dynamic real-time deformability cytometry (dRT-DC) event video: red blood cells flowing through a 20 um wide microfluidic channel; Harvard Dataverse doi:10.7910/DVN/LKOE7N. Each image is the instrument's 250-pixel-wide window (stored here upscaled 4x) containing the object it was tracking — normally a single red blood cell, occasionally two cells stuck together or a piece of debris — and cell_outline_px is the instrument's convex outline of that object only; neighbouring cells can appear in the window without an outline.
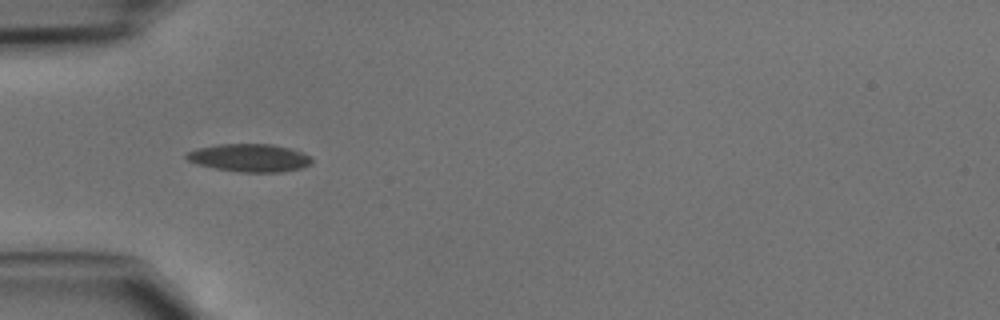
{"species": "common noctule bat (a hibernating species)", "species_latin": "Nyctalus noctula", "temperature_condition": "cold", "stored_images_in_passage": 3, "camera_frame_rate_fps": 3000, "um_per_image_px": 0.085, "animal": {"sex": "male", "body_mass_g": 15.6}, "frame": {"image": 1, "passage_image": 1, "time_ms": 0.0, "image_size_px": [1000, 320], "cell_outline_px": [[312, 164], [300, 168], [280, 172], [240, 172], [216, 168], [196, 164], [188, 160], [184, 156], [188, 152], [196, 148], [220, 144], [272, 144], [304, 152], [312, 156]], "centroid_in_image_um": [21.23, 13.41], "position_along_channel_um": 63.8, "area_um2": 20.4}}